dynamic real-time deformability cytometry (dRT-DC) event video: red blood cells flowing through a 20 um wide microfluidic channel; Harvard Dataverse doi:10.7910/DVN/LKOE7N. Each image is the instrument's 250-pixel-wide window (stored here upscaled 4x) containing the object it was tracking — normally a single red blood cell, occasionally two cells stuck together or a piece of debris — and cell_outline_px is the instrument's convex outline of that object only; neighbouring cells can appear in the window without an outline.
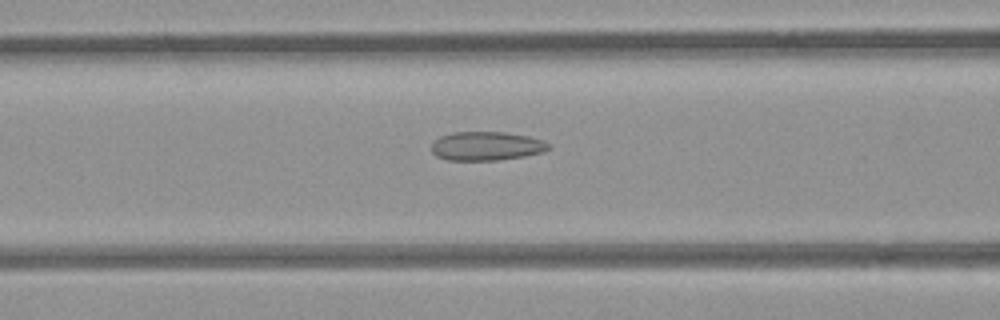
{"species": "common noctule bat (a hibernating species)", "species_latin": "Nyctalus noctula", "temperature_condition": "room temperature", "stored_images_in_passage": 32, "camera_frame_rate_fps": 3000, "um_per_image_px": 0.085, "animal": {"sex": "female", "body_mass_g": 21.9}, "frame": {"image": 1, "passage_image": 5, "time_ms": 1.333, "image_size_px": [1000, 320], "cell_outline_px": [[548, 148], [544, 152], [524, 156], [496, 160], [448, 160], [436, 156], [432, 152], [432, 144], [440, 136], [452, 132], [504, 132], [528, 136], [544, 140], [548, 144]], "centroid_in_image_um": [41.33, 12.41], "position_along_channel_um": 125.3, "area_um2": 19.59}}
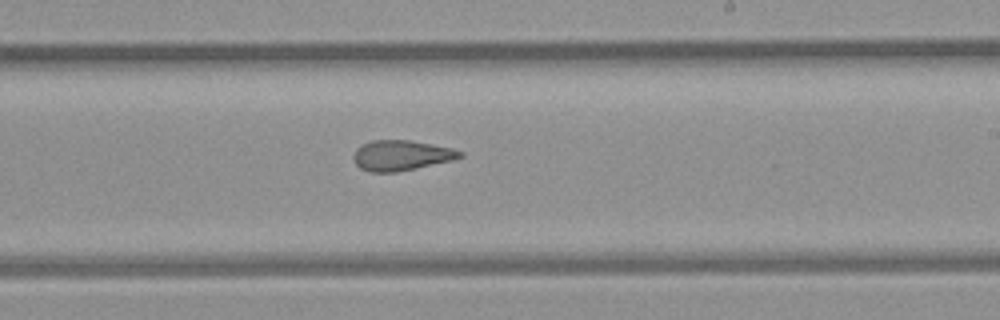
{"frame": {"image": 2, "passage_image": 15, "time_ms": 4.667, "image_size_px": [1000, 320], "cell_outline_px": [[464, 156], [452, 160], [416, 168], [396, 172], [372, 172], [360, 168], [356, 164], [352, 156], [356, 148], [372, 140], [408, 140], [432, 144], [452, 148], [464, 152]], "centroid_in_image_um": [34.11, 13.2], "position_along_channel_um": 254.9, "area_um2": 18.73}}
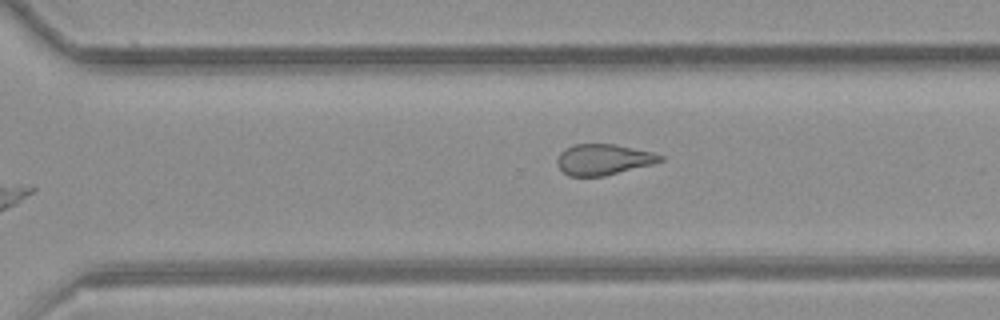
{"frame": {"image": 3, "passage_image": 20, "time_ms": 6.333, "image_size_px": [1000, 320], "cell_outline_px": [[664, 160], [652, 164], [604, 176], [568, 176], [556, 164], [556, 160], [560, 152], [564, 148], [572, 144], [616, 144], [652, 152], [664, 156]], "centroid_in_image_um": [51.26, 13.55], "position_along_channel_um": 319.3, "area_um2": 18.61}}